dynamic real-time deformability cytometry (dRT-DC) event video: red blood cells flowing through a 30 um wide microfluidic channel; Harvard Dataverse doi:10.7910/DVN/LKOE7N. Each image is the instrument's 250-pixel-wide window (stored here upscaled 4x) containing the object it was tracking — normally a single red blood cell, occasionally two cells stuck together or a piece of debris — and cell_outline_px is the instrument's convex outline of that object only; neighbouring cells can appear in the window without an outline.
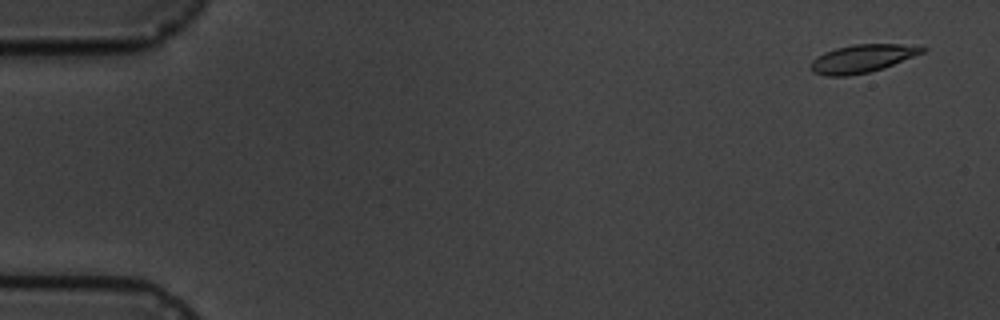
{"species": "common noctule bat (a hibernating species)", "species_latin": "Nyctalus noctula", "temperature_condition": "cold", "stored_images_in_passage": 4, "camera_frame_rate_fps": 3000, "um_per_image_px": 0.085, "animal": {"sex": "male", "body_mass_g": 19.5, "forearm_length_mm": 54.6}, "frame": {"image": 1, "passage_image": 1, "time_ms": 0.0, "image_size_px": [1000, 320], "cell_outline_px": [[928, 48], [924, 52], [884, 68], [868, 72], [848, 76], [824, 76], [812, 72], [812, 60], [816, 56], [824, 52], [836, 48], [856, 44], [924, 44]], "centroid_in_image_um": [73.35, 4.96], "position_along_channel_um": 11.6, "area_um2": 18.44}}
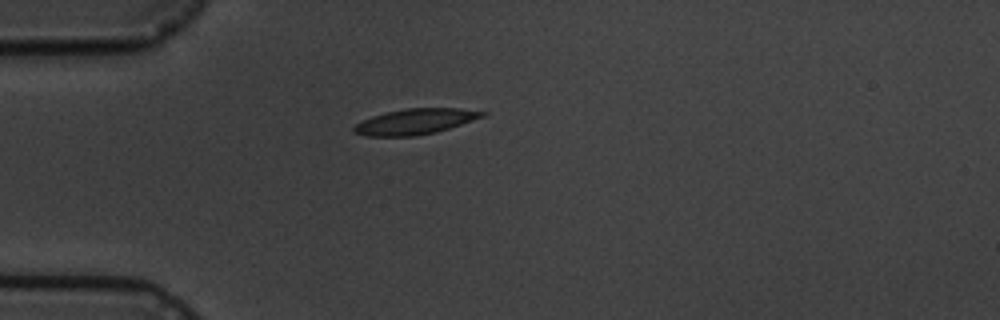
{"frame": {"image": 2, "passage_image": 4, "time_ms": 4.333, "image_size_px": [1000, 320], "cell_outline_px": [[488, 112], [484, 116], [436, 132], [416, 136], [368, 136], [352, 132], [352, 128], [356, 124], [372, 116], [404, 108], [460, 108]], "centroid_in_image_um": [35.28, 10.33], "position_along_channel_um": 49.7, "area_um2": 18.96}}